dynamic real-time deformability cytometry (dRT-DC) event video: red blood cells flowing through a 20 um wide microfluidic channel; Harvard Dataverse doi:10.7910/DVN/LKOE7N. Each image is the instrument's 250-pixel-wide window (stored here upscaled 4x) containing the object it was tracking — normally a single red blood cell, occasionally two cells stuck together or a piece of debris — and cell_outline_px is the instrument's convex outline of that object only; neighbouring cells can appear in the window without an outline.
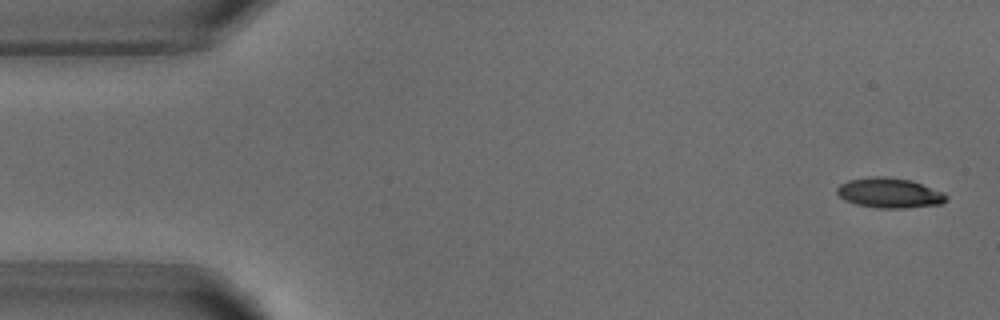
{"species": "common noctule bat (a hibernating species)", "species_latin": "Nyctalus noctula", "temperature_condition": "warm", "stored_images_in_passage": 5, "segment_of_instrument_passage": [1, 2], "camera_frame_rate_fps": 3000, "um_per_image_px": 0.085, "animal": {"sex": "male", "body_mass_g": 18.8}, "frame": {"image": 1, "passage_image": 1, "time_ms": 0.0, "image_size_px": [1000, 320], "cell_outline_px": [[948, 200], [940, 204], [908, 208], [876, 208], [856, 204], [844, 200], [836, 192], [836, 188], [840, 184], [848, 180], [876, 176], [884, 176], [912, 180], [944, 192], [948, 196]], "centroid_in_image_um": [75.62, 16.4], "position_along_channel_um": 9.4, "area_um2": 19.31}}